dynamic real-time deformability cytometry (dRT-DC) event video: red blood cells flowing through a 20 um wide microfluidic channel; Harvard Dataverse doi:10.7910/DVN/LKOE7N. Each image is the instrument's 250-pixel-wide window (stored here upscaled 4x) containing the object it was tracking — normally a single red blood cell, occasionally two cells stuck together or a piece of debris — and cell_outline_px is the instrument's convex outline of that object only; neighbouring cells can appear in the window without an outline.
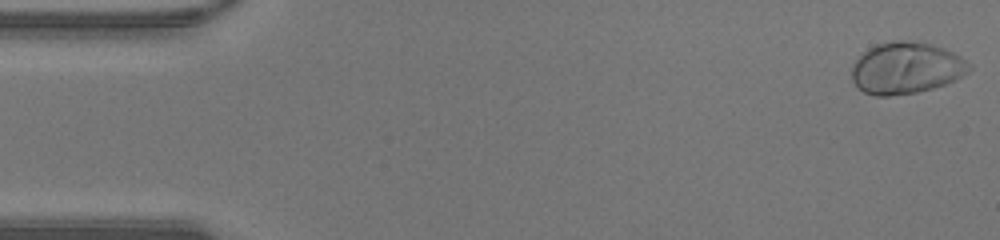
{"species": "human", "species_latin": "Homo sapiens", "temperature_condition": "warm", "stored_images_in_passage": 47, "camera_frame_rate_fps": 3000, "um_per_image_px": 0.085, "donor": {"sex": "male"}, "frame": {"image": 1, "passage_image": 1, "time_ms": 0.0, "image_size_px": [1000, 240], "cell_outline_px": [[972, 68], [968, 72], [956, 80], [932, 88], [916, 92], [888, 96], [876, 96], [864, 92], [856, 88], [852, 80], [852, 64], [868, 48], [876, 44], [896, 40], [904, 40], [932, 44], [944, 48], [960, 56], [972, 64]], "centroid_in_image_um": [77.02, 5.78], "position_along_channel_um": 8.0, "area_um2": 35.49}}
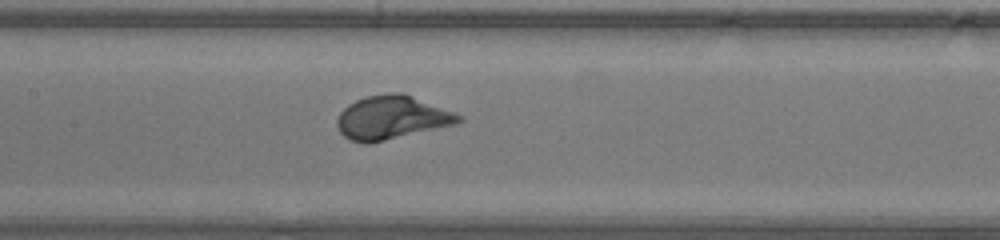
{"frame": {"image": 2, "passage_image": 22, "time_ms": 7.0, "image_size_px": [1000, 240], "cell_outline_px": [[464, 120], [456, 124], [368, 144], [364, 144], [352, 140], [344, 136], [340, 132], [336, 124], [336, 120], [340, 112], [348, 104], [356, 100], [368, 96], [388, 92], [400, 92], [464, 116]], "centroid_in_image_um": [33.28, 10.0], "position_along_channel_um": 174.1, "area_um2": 30.63}}
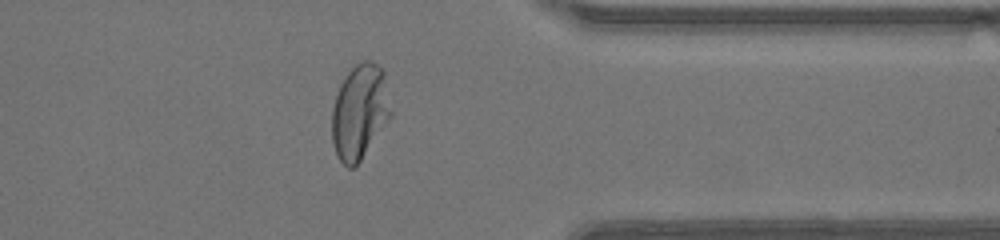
{"frame": {"image": 3, "passage_image": 37, "time_ms": 12.0, "image_size_px": [1000, 240], "cell_outline_px": [[392, 116], [360, 160], [352, 168], [348, 168], [340, 160], [332, 144], [332, 108], [340, 84], [348, 72], [356, 64], [364, 60], [372, 60], [384, 72], [392, 112]], "centroid_in_image_um": [30.58, 9.49], "position_along_channel_um": 380.8, "area_um2": 32.43}, "authors_computed_cell_mechanics": {"area_um2": 31.501, "velocity_mm_per_s": 4.3941, "shape_relaxation_time_tau1_ms": 2.4122, "shape_relaxation_time_tau2_ms": null, "deformation_change_tau1": 0.1952, "deformation_change_tau2": null}}